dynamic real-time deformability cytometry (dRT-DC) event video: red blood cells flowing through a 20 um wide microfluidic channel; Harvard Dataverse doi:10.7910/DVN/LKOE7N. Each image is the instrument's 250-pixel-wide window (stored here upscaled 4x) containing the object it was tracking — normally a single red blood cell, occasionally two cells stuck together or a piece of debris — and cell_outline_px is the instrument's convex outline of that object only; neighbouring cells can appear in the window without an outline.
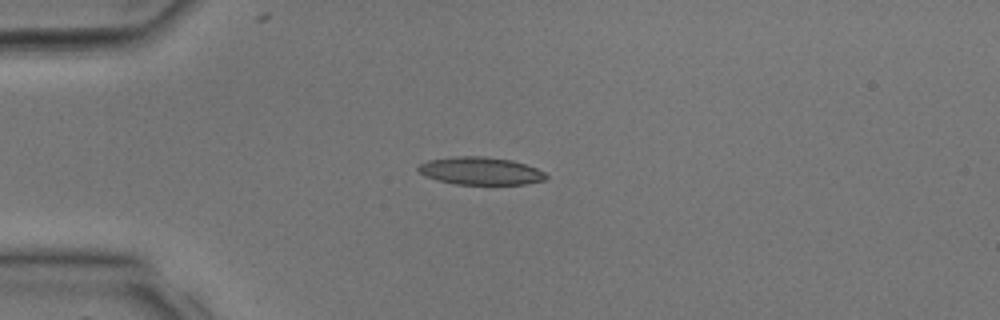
{"species": "common noctule bat (a hibernating species)", "species_latin": "Nyctalus noctula", "temperature_condition": "room temperature", "stored_images_in_passage": 32, "camera_frame_rate_fps": 3000, "um_per_image_px": 0.085, "animal": {"sex": "male", "body_mass_g": 17.9, "forearm_length_mm": 54.2}, "frame": {"image": 1, "passage_image": 8, "time_ms": 2.333, "image_size_px": [1000, 320], "cell_outline_px": [[548, 176], [544, 180], [524, 184], [456, 184], [436, 180], [424, 176], [416, 168], [420, 164], [428, 160], [452, 156], [484, 156], [512, 160], [536, 168], [544, 172]], "centroid_in_image_um": [40.8, 14.52], "position_along_channel_um": 44.2, "area_um2": 20.63}}
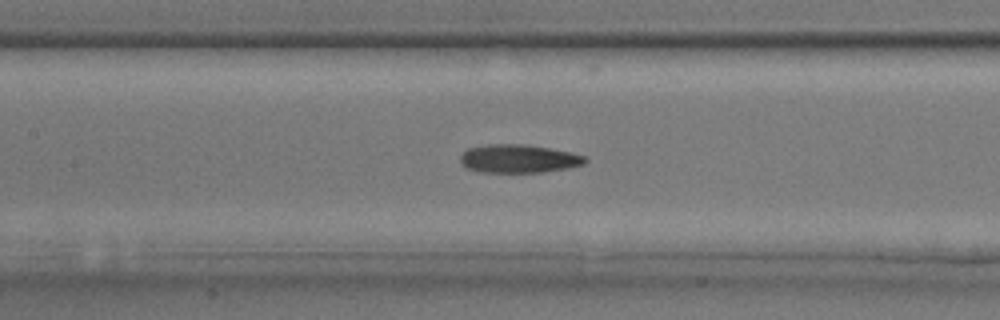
{"frame": {"image": 2, "passage_image": 15, "time_ms": 4.667, "image_size_px": [1000, 320], "cell_outline_px": [[588, 160], [584, 164], [568, 168], [544, 172], [480, 172], [468, 168], [460, 164], [460, 156], [468, 148], [488, 144], [528, 144], [572, 152], [584, 156]], "centroid_in_image_um": [44.09, 13.48], "position_along_channel_um": 163.3, "area_um2": 20.75}}
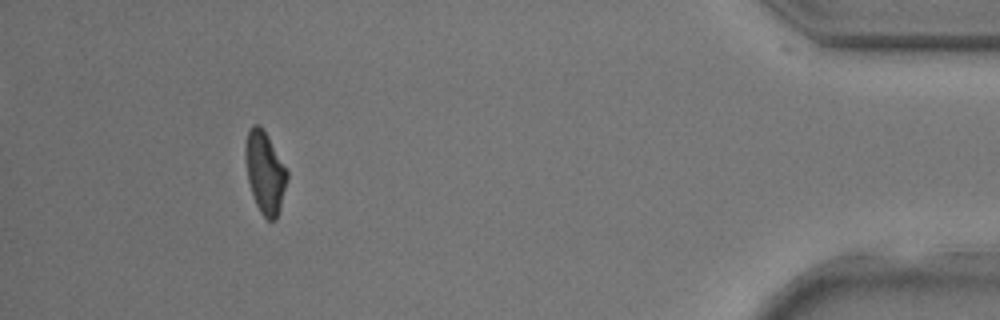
{"frame": {"image": 3, "passage_image": 30, "time_ms": 9.667, "image_size_px": [1000, 320], "cell_outline_px": [[288, 180], [280, 208], [276, 220], [268, 220], [260, 212], [256, 204], [248, 180], [244, 156], [244, 144], [248, 132], [252, 124], [260, 124], [288, 172]], "centroid_in_image_um": [22.51, 14.65], "position_along_channel_um": 412.7, "area_um2": 19.77}}